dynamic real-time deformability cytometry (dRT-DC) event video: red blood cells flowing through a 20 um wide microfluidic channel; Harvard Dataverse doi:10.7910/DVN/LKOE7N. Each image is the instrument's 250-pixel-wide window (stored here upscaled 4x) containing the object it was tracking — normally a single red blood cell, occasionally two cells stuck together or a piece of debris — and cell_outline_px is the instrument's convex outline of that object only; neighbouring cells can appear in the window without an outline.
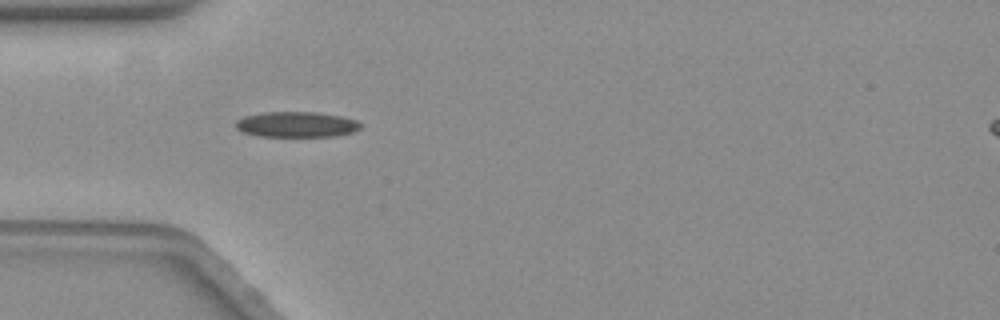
{"species": "common noctule bat (a hibernating species)", "species_latin": "Nyctalus noctula", "temperature_condition": "warm", "stored_images_in_passage": 16, "camera_frame_rate_fps": 3000, "um_per_image_px": 0.085, "animal": {"sex": "female", "body_mass_g": 19.3, "forearm_length_mm": 54.1}, "frame": {"image": 1, "passage_image": 1, "time_ms": 0.0, "image_size_px": [1000, 320], "cell_outline_px": [[360, 128], [352, 132], [336, 136], [256, 136], [244, 132], [236, 128], [236, 120], [244, 116], [264, 112], [316, 112], [340, 116], [356, 120], [360, 124]], "centroid_in_image_um": [25.18, 10.57], "position_along_channel_um": 59.8, "area_um2": 18.44}}
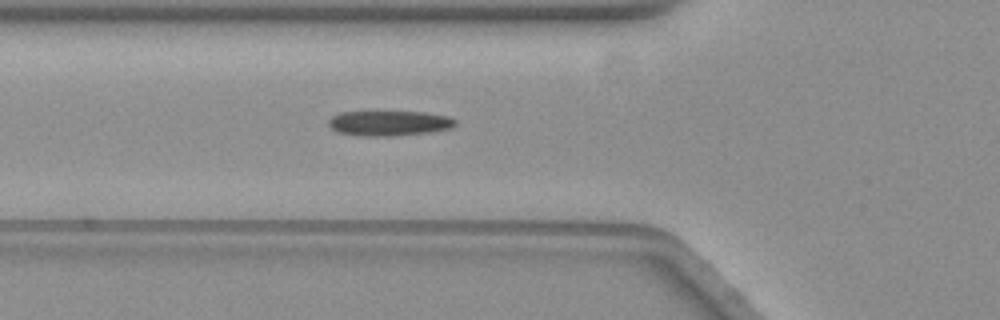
{"frame": {"image": 2, "passage_image": 4, "time_ms": 1.0, "image_size_px": [1000, 320], "cell_outline_px": [[456, 124], [452, 128], [428, 132], [392, 136], [360, 136], [336, 132], [328, 124], [328, 120], [332, 116], [340, 112], [424, 112], [448, 116], [456, 120]], "centroid_in_image_um": [33.06, 10.47], "position_along_channel_um": 92.7, "area_um2": 18.55}}